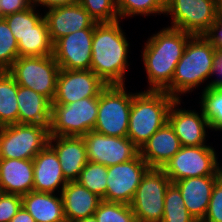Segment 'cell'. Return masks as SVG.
Masks as SVG:
<instances>
[{"label":"cell","instance_id":"obj_1","mask_svg":"<svg viewBox=\"0 0 222 222\" xmlns=\"http://www.w3.org/2000/svg\"><path fill=\"white\" fill-rule=\"evenodd\" d=\"M192 36L168 26L148 38L141 55L150 85L147 90L164 91L171 84L175 67Z\"/></svg>","mask_w":222,"mask_h":222},{"label":"cell","instance_id":"obj_2","mask_svg":"<svg viewBox=\"0 0 222 222\" xmlns=\"http://www.w3.org/2000/svg\"><path fill=\"white\" fill-rule=\"evenodd\" d=\"M129 46L119 20L96 23L90 70L107 85H125Z\"/></svg>","mask_w":222,"mask_h":222},{"label":"cell","instance_id":"obj_3","mask_svg":"<svg viewBox=\"0 0 222 222\" xmlns=\"http://www.w3.org/2000/svg\"><path fill=\"white\" fill-rule=\"evenodd\" d=\"M214 52L215 47L203 35L192 36L175 67L171 84L164 91L180 100L182 94L192 92L208 80L212 72Z\"/></svg>","mask_w":222,"mask_h":222},{"label":"cell","instance_id":"obj_4","mask_svg":"<svg viewBox=\"0 0 222 222\" xmlns=\"http://www.w3.org/2000/svg\"><path fill=\"white\" fill-rule=\"evenodd\" d=\"M174 100L165 91L144 90L133 95L127 137L139 149L168 121Z\"/></svg>","mask_w":222,"mask_h":222},{"label":"cell","instance_id":"obj_5","mask_svg":"<svg viewBox=\"0 0 222 222\" xmlns=\"http://www.w3.org/2000/svg\"><path fill=\"white\" fill-rule=\"evenodd\" d=\"M125 85H107L98 97L94 131L113 137H127L133 95Z\"/></svg>","mask_w":222,"mask_h":222},{"label":"cell","instance_id":"obj_6","mask_svg":"<svg viewBox=\"0 0 222 222\" xmlns=\"http://www.w3.org/2000/svg\"><path fill=\"white\" fill-rule=\"evenodd\" d=\"M98 97H87L70 104H51L50 136L82 137L94 130Z\"/></svg>","mask_w":222,"mask_h":222},{"label":"cell","instance_id":"obj_7","mask_svg":"<svg viewBox=\"0 0 222 222\" xmlns=\"http://www.w3.org/2000/svg\"><path fill=\"white\" fill-rule=\"evenodd\" d=\"M60 67L53 55L18 57L8 72L16 83L45 96L51 103L56 95Z\"/></svg>","mask_w":222,"mask_h":222},{"label":"cell","instance_id":"obj_8","mask_svg":"<svg viewBox=\"0 0 222 222\" xmlns=\"http://www.w3.org/2000/svg\"><path fill=\"white\" fill-rule=\"evenodd\" d=\"M49 127L12 124L0 127V159H33L49 144Z\"/></svg>","mask_w":222,"mask_h":222},{"label":"cell","instance_id":"obj_9","mask_svg":"<svg viewBox=\"0 0 222 222\" xmlns=\"http://www.w3.org/2000/svg\"><path fill=\"white\" fill-rule=\"evenodd\" d=\"M219 165L214 147L182 146L161 169L174 183L191 177L222 175V166Z\"/></svg>","mask_w":222,"mask_h":222},{"label":"cell","instance_id":"obj_10","mask_svg":"<svg viewBox=\"0 0 222 222\" xmlns=\"http://www.w3.org/2000/svg\"><path fill=\"white\" fill-rule=\"evenodd\" d=\"M171 180L161 168H149L130 203L137 222H161L165 193Z\"/></svg>","mask_w":222,"mask_h":222},{"label":"cell","instance_id":"obj_11","mask_svg":"<svg viewBox=\"0 0 222 222\" xmlns=\"http://www.w3.org/2000/svg\"><path fill=\"white\" fill-rule=\"evenodd\" d=\"M217 13V0H170L164 15H171L170 27L201 36L214 23Z\"/></svg>","mask_w":222,"mask_h":222},{"label":"cell","instance_id":"obj_12","mask_svg":"<svg viewBox=\"0 0 222 222\" xmlns=\"http://www.w3.org/2000/svg\"><path fill=\"white\" fill-rule=\"evenodd\" d=\"M149 168L140 154L127 162L108 167L106 194L102 200L130 205Z\"/></svg>","mask_w":222,"mask_h":222},{"label":"cell","instance_id":"obj_13","mask_svg":"<svg viewBox=\"0 0 222 222\" xmlns=\"http://www.w3.org/2000/svg\"><path fill=\"white\" fill-rule=\"evenodd\" d=\"M89 162L107 167L127 162L139 154V148L128 137H113L89 131L82 136Z\"/></svg>","mask_w":222,"mask_h":222},{"label":"cell","instance_id":"obj_14","mask_svg":"<svg viewBox=\"0 0 222 222\" xmlns=\"http://www.w3.org/2000/svg\"><path fill=\"white\" fill-rule=\"evenodd\" d=\"M107 86L93 71L60 69L56 95L51 104H70L87 97H99Z\"/></svg>","mask_w":222,"mask_h":222},{"label":"cell","instance_id":"obj_15","mask_svg":"<svg viewBox=\"0 0 222 222\" xmlns=\"http://www.w3.org/2000/svg\"><path fill=\"white\" fill-rule=\"evenodd\" d=\"M94 29L70 33L53 44V57L60 69L89 70Z\"/></svg>","mask_w":222,"mask_h":222},{"label":"cell","instance_id":"obj_16","mask_svg":"<svg viewBox=\"0 0 222 222\" xmlns=\"http://www.w3.org/2000/svg\"><path fill=\"white\" fill-rule=\"evenodd\" d=\"M180 100H174L168 112V122L173 127L182 146L206 145L209 120L201 106V113L195 110L179 109ZM178 106V107H177ZM177 107V108H176Z\"/></svg>","mask_w":222,"mask_h":222},{"label":"cell","instance_id":"obj_17","mask_svg":"<svg viewBox=\"0 0 222 222\" xmlns=\"http://www.w3.org/2000/svg\"><path fill=\"white\" fill-rule=\"evenodd\" d=\"M45 12L44 19L53 44L58 39L75 31L94 29L97 23L79 3L49 8Z\"/></svg>","mask_w":222,"mask_h":222},{"label":"cell","instance_id":"obj_18","mask_svg":"<svg viewBox=\"0 0 222 222\" xmlns=\"http://www.w3.org/2000/svg\"><path fill=\"white\" fill-rule=\"evenodd\" d=\"M48 145L58 156L65 180L67 182L77 181L88 162L83 137L50 136Z\"/></svg>","mask_w":222,"mask_h":222},{"label":"cell","instance_id":"obj_19","mask_svg":"<svg viewBox=\"0 0 222 222\" xmlns=\"http://www.w3.org/2000/svg\"><path fill=\"white\" fill-rule=\"evenodd\" d=\"M221 176L222 175H208L191 177L174 182L181 192L187 210L197 222L203 221L214 184Z\"/></svg>","mask_w":222,"mask_h":222},{"label":"cell","instance_id":"obj_20","mask_svg":"<svg viewBox=\"0 0 222 222\" xmlns=\"http://www.w3.org/2000/svg\"><path fill=\"white\" fill-rule=\"evenodd\" d=\"M34 181L33 190L37 192L58 193L62 192L68 183L61 168L56 152L47 145L33 158ZM61 191H59V189Z\"/></svg>","mask_w":222,"mask_h":222},{"label":"cell","instance_id":"obj_21","mask_svg":"<svg viewBox=\"0 0 222 222\" xmlns=\"http://www.w3.org/2000/svg\"><path fill=\"white\" fill-rule=\"evenodd\" d=\"M182 145L167 121L139 149L141 158L150 168H162Z\"/></svg>","mask_w":222,"mask_h":222},{"label":"cell","instance_id":"obj_22","mask_svg":"<svg viewBox=\"0 0 222 222\" xmlns=\"http://www.w3.org/2000/svg\"><path fill=\"white\" fill-rule=\"evenodd\" d=\"M33 159H0V185L4 193L23 196L33 190Z\"/></svg>","mask_w":222,"mask_h":222},{"label":"cell","instance_id":"obj_23","mask_svg":"<svg viewBox=\"0 0 222 222\" xmlns=\"http://www.w3.org/2000/svg\"><path fill=\"white\" fill-rule=\"evenodd\" d=\"M61 196L67 222H75L93 216L102 201V198L90 192L77 181L68 182L62 190Z\"/></svg>","mask_w":222,"mask_h":222},{"label":"cell","instance_id":"obj_24","mask_svg":"<svg viewBox=\"0 0 222 222\" xmlns=\"http://www.w3.org/2000/svg\"><path fill=\"white\" fill-rule=\"evenodd\" d=\"M18 123L50 126L51 102L34 90L18 85Z\"/></svg>","mask_w":222,"mask_h":222},{"label":"cell","instance_id":"obj_25","mask_svg":"<svg viewBox=\"0 0 222 222\" xmlns=\"http://www.w3.org/2000/svg\"><path fill=\"white\" fill-rule=\"evenodd\" d=\"M58 193L31 192L22 196V206L36 222H67L64 215L63 200Z\"/></svg>","mask_w":222,"mask_h":222},{"label":"cell","instance_id":"obj_26","mask_svg":"<svg viewBox=\"0 0 222 222\" xmlns=\"http://www.w3.org/2000/svg\"><path fill=\"white\" fill-rule=\"evenodd\" d=\"M18 84L8 71H0V127L18 123Z\"/></svg>","mask_w":222,"mask_h":222},{"label":"cell","instance_id":"obj_27","mask_svg":"<svg viewBox=\"0 0 222 222\" xmlns=\"http://www.w3.org/2000/svg\"><path fill=\"white\" fill-rule=\"evenodd\" d=\"M18 54L19 57L53 55V42L44 18L38 23V32H30L21 37Z\"/></svg>","mask_w":222,"mask_h":222},{"label":"cell","instance_id":"obj_28","mask_svg":"<svg viewBox=\"0 0 222 222\" xmlns=\"http://www.w3.org/2000/svg\"><path fill=\"white\" fill-rule=\"evenodd\" d=\"M161 222H197L187 210L181 192L174 183L166 190Z\"/></svg>","mask_w":222,"mask_h":222},{"label":"cell","instance_id":"obj_29","mask_svg":"<svg viewBox=\"0 0 222 222\" xmlns=\"http://www.w3.org/2000/svg\"><path fill=\"white\" fill-rule=\"evenodd\" d=\"M36 7L10 14L4 17L13 33L17 43L30 32H38V23L44 18L43 14L36 12Z\"/></svg>","mask_w":222,"mask_h":222},{"label":"cell","instance_id":"obj_30","mask_svg":"<svg viewBox=\"0 0 222 222\" xmlns=\"http://www.w3.org/2000/svg\"><path fill=\"white\" fill-rule=\"evenodd\" d=\"M108 167L100 163L87 162L81 171L77 182L90 192L103 198L107 188Z\"/></svg>","mask_w":222,"mask_h":222},{"label":"cell","instance_id":"obj_31","mask_svg":"<svg viewBox=\"0 0 222 222\" xmlns=\"http://www.w3.org/2000/svg\"><path fill=\"white\" fill-rule=\"evenodd\" d=\"M119 20L125 17L164 14L165 6L159 0H116Z\"/></svg>","mask_w":222,"mask_h":222},{"label":"cell","instance_id":"obj_32","mask_svg":"<svg viewBox=\"0 0 222 222\" xmlns=\"http://www.w3.org/2000/svg\"><path fill=\"white\" fill-rule=\"evenodd\" d=\"M200 106L209 120L210 129L222 131V88L202 91Z\"/></svg>","mask_w":222,"mask_h":222},{"label":"cell","instance_id":"obj_33","mask_svg":"<svg viewBox=\"0 0 222 222\" xmlns=\"http://www.w3.org/2000/svg\"><path fill=\"white\" fill-rule=\"evenodd\" d=\"M94 216L98 222H137L130 205L102 200Z\"/></svg>","mask_w":222,"mask_h":222},{"label":"cell","instance_id":"obj_34","mask_svg":"<svg viewBox=\"0 0 222 222\" xmlns=\"http://www.w3.org/2000/svg\"><path fill=\"white\" fill-rule=\"evenodd\" d=\"M18 57V43L6 20L0 18V71H8Z\"/></svg>","mask_w":222,"mask_h":222},{"label":"cell","instance_id":"obj_35","mask_svg":"<svg viewBox=\"0 0 222 222\" xmlns=\"http://www.w3.org/2000/svg\"><path fill=\"white\" fill-rule=\"evenodd\" d=\"M97 23L119 20L116 0H77Z\"/></svg>","mask_w":222,"mask_h":222},{"label":"cell","instance_id":"obj_36","mask_svg":"<svg viewBox=\"0 0 222 222\" xmlns=\"http://www.w3.org/2000/svg\"><path fill=\"white\" fill-rule=\"evenodd\" d=\"M202 222H222V176L214 184L211 199Z\"/></svg>","mask_w":222,"mask_h":222},{"label":"cell","instance_id":"obj_37","mask_svg":"<svg viewBox=\"0 0 222 222\" xmlns=\"http://www.w3.org/2000/svg\"><path fill=\"white\" fill-rule=\"evenodd\" d=\"M22 207V196L4 193L0 198V222H10Z\"/></svg>","mask_w":222,"mask_h":222},{"label":"cell","instance_id":"obj_38","mask_svg":"<svg viewBox=\"0 0 222 222\" xmlns=\"http://www.w3.org/2000/svg\"><path fill=\"white\" fill-rule=\"evenodd\" d=\"M33 6L32 0H0V18Z\"/></svg>","mask_w":222,"mask_h":222},{"label":"cell","instance_id":"obj_39","mask_svg":"<svg viewBox=\"0 0 222 222\" xmlns=\"http://www.w3.org/2000/svg\"><path fill=\"white\" fill-rule=\"evenodd\" d=\"M216 74L219 75L216 79L209 81L206 84V87L203 88L202 91L207 89H216V88H222V49H216L214 52V59H213V65H212V72L210 75V78Z\"/></svg>","mask_w":222,"mask_h":222},{"label":"cell","instance_id":"obj_40","mask_svg":"<svg viewBox=\"0 0 222 222\" xmlns=\"http://www.w3.org/2000/svg\"><path fill=\"white\" fill-rule=\"evenodd\" d=\"M203 36L216 48L222 49V18L217 14L214 23Z\"/></svg>","mask_w":222,"mask_h":222},{"label":"cell","instance_id":"obj_41","mask_svg":"<svg viewBox=\"0 0 222 222\" xmlns=\"http://www.w3.org/2000/svg\"><path fill=\"white\" fill-rule=\"evenodd\" d=\"M35 7L43 6V8H55L60 6H69L77 3V0H32Z\"/></svg>","mask_w":222,"mask_h":222},{"label":"cell","instance_id":"obj_42","mask_svg":"<svg viewBox=\"0 0 222 222\" xmlns=\"http://www.w3.org/2000/svg\"><path fill=\"white\" fill-rule=\"evenodd\" d=\"M10 222H36L30 213L22 206Z\"/></svg>","mask_w":222,"mask_h":222},{"label":"cell","instance_id":"obj_43","mask_svg":"<svg viewBox=\"0 0 222 222\" xmlns=\"http://www.w3.org/2000/svg\"><path fill=\"white\" fill-rule=\"evenodd\" d=\"M75 222H98V220L93 215V216H89V217H86V218H82V219L76 220Z\"/></svg>","mask_w":222,"mask_h":222},{"label":"cell","instance_id":"obj_44","mask_svg":"<svg viewBox=\"0 0 222 222\" xmlns=\"http://www.w3.org/2000/svg\"><path fill=\"white\" fill-rule=\"evenodd\" d=\"M218 15L222 18V0H217Z\"/></svg>","mask_w":222,"mask_h":222},{"label":"cell","instance_id":"obj_45","mask_svg":"<svg viewBox=\"0 0 222 222\" xmlns=\"http://www.w3.org/2000/svg\"><path fill=\"white\" fill-rule=\"evenodd\" d=\"M164 6H166L170 0H159Z\"/></svg>","mask_w":222,"mask_h":222},{"label":"cell","instance_id":"obj_46","mask_svg":"<svg viewBox=\"0 0 222 222\" xmlns=\"http://www.w3.org/2000/svg\"><path fill=\"white\" fill-rule=\"evenodd\" d=\"M4 194V191H3V189H2V186L0 185V198H1V196Z\"/></svg>","mask_w":222,"mask_h":222}]
</instances>
